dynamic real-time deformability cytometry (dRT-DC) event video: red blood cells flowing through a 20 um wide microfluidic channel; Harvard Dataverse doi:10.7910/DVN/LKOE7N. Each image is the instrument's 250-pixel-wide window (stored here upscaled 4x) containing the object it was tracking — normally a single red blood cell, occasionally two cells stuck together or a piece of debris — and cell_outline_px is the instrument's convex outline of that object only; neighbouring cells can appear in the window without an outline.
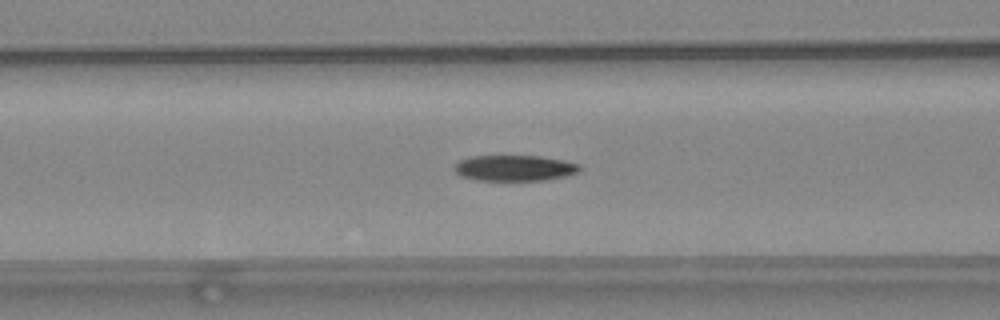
{"species": "common noctule bat (a hibernating species)", "species_latin": "Nyctalus noctula", "temperature_condition": "warm", "stored_images_in_passage": 38, "camera_frame_rate_fps": 3000, "um_per_image_px": 0.085, "animal": {"sex": "female", "body_mass_g": 24.6, "forearm_length_mm": 56.2}, "frame": {"image": 1, "passage_image": 7, "time_ms": 2.0, "image_size_px": [1000, 320], "cell_outline_px": [[580, 172], [564, 176], [544, 180], [476, 180], [460, 176], [452, 168], [460, 160], [472, 156], [540, 156], [564, 160], [580, 164]], "centroid_in_image_um": [43.73, 14.28], "position_along_channel_um": 122.9, "area_um2": 18.84}}
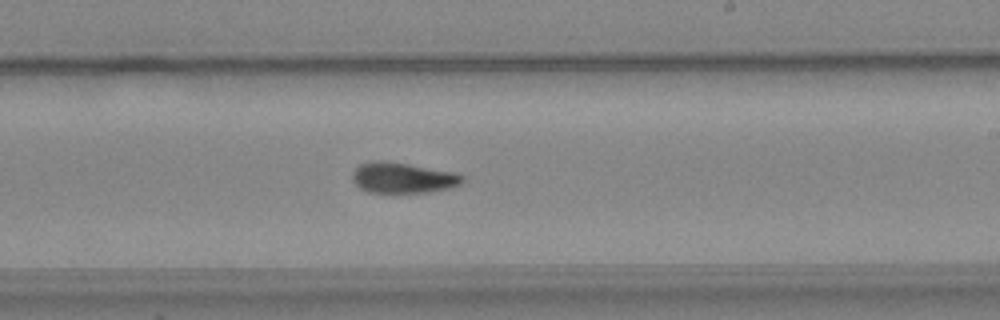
{"frame": {"image": 2, "passage_image": 17, "time_ms": 5.333, "image_size_px": [1000, 320], "cell_outline_px": [[464, 180], [460, 184], [448, 188], [428, 192], [396, 196], [368, 192], [360, 188], [352, 180], [352, 172], [360, 164], [376, 160], [384, 160], [456, 172], [464, 176]], "centroid_in_image_um": [34.21, 15.16], "position_along_channel_um": 254.8, "area_um2": 20.46}}
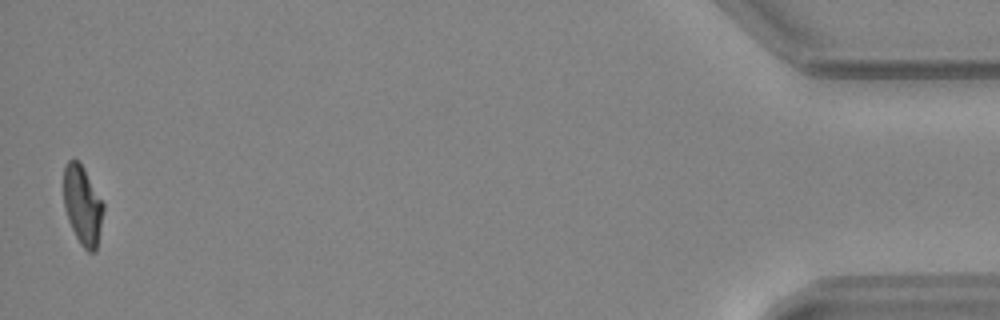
{"frame": {"image": 3, "passage_image": 37, "time_ms": 12.0, "image_size_px": [1000, 320], "cell_outline_px": [[104, 208], [96, 252], [88, 252], [80, 244], [68, 220], [64, 208], [64, 164], [68, 160], [76, 160], [84, 168], [104, 204]], "centroid_in_image_um": [7.01, 17.46], "position_along_channel_um": 428.2, "area_um2": 18.21}}